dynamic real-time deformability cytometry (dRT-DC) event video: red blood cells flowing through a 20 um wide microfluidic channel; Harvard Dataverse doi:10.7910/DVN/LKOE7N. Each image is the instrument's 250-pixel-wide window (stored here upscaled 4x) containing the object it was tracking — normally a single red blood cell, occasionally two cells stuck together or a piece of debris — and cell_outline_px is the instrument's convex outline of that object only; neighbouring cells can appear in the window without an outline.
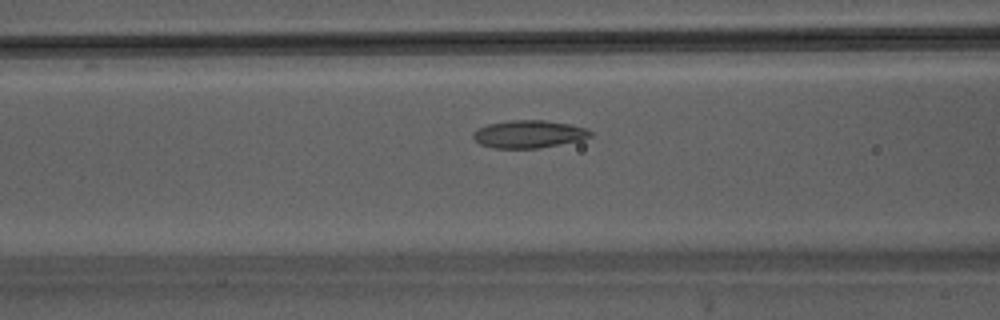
{"species": "Egyptian fruit bat (a non-hibernating species)", "species_latin": "Rousettus aegyptiacus", "temperature_condition": "warm", "stored_images_in_passage": 23, "camera_frame_rate_fps": 3000, "um_per_image_px": 0.085, "animal": {"sex": "male"}, "frame": {"image": 1, "passage_image": 5, "time_ms": 1.333, "image_size_px": [1000, 320], "cell_outline_px": [[592, 136], [580, 140], [540, 148], [492, 148], [480, 144], [472, 136], [472, 132], [488, 124], [512, 120], [544, 120], [568, 124], [584, 128], [592, 132]], "centroid_in_image_um": [44.93, 11.4], "position_along_channel_um": 121.7, "area_um2": 18.73}}
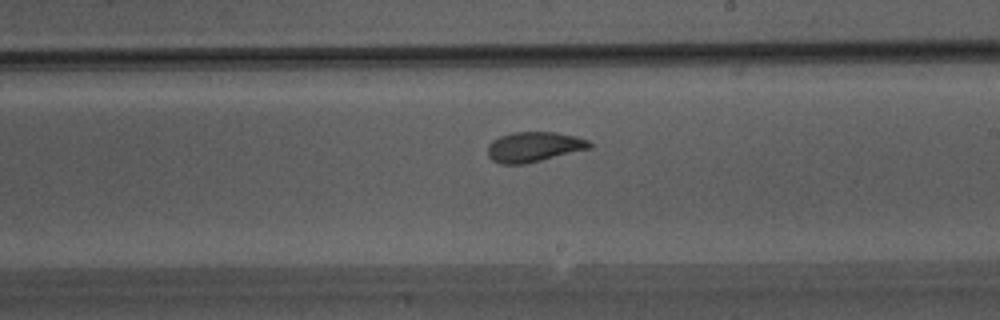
{"frame": {"image": 2, "passage_image": 13, "time_ms": 4.0, "image_size_px": [1000, 320], "cell_outline_px": [[592, 148], [524, 164], [500, 164], [492, 160], [488, 156], [488, 144], [492, 140], [500, 136], [512, 132], [556, 132], [576, 136], [588, 140], [592, 144]], "centroid_in_image_um": [45.38, 12.48], "position_along_channel_um": 243.6, "area_um2": 17.92}}
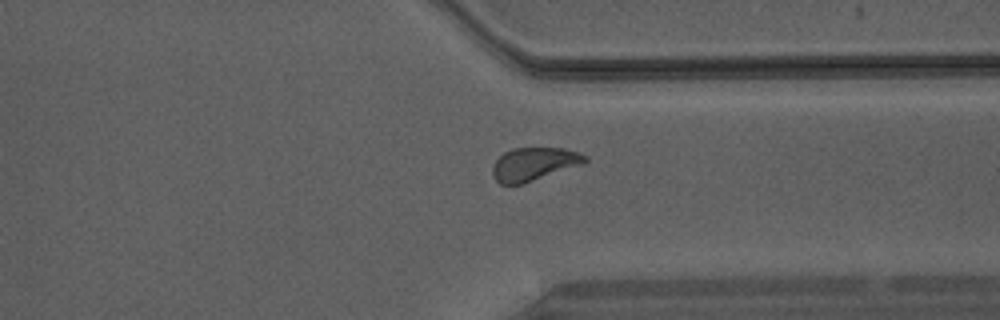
{"frame": {"image": 3, "passage_image": 21, "time_ms": 6.667, "image_size_px": [1000, 320], "cell_outline_px": [[588, 160], [584, 164], [520, 184], [500, 184], [496, 180], [492, 172], [492, 168], [496, 160], [504, 152], [512, 148], [564, 148], [580, 152], [588, 156]], "centroid_in_image_um": [45.42, 13.92], "position_along_channel_um": 366.0, "area_um2": 17.8}}